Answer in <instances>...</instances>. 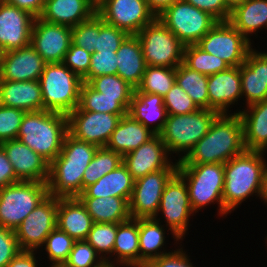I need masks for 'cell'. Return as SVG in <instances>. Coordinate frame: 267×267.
<instances>
[{
	"instance_id": "1",
	"label": "cell",
	"mask_w": 267,
	"mask_h": 267,
	"mask_svg": "<svg viewBox=\"0 0 267 267\" xmlns=\"http://www.w3.org/2000/svg\"><path fill=\"white\" fill-rule=\"evenodd\" d=\"M246 150L243 125L238 113H221L212 121L201 138L178 164L227 163Z\"/></svg>"
},
{
	"instance_id": "2",
	"label": "cell",
	"mask_w": 267,
	"mask_h": 267,
	"mask_svg": "<svg viewBox=\"0 0 267 267\" xmlns=\"http://www.w3.org/2000/svg\"><path fill=\"white\" fill-rule=\"evenodd\" d=\"M264 153L245 150L224 164V215L231 214L249 196L259 197L267 163Z\"/></svg>"
},
{
	"instance_id": "3",
	"label": "cell",
	"mask_w": 267,
	"mask_h": 267,
	"mask_svg": "<svg viewBox=\"0 0 267 267\" xmlns=\"http://www.w3.org/2000/svg\"><path fill=\"white\" fill-rule=\"evenodd\" d=\"M67 133L66 114L40 110L25 112L17 139L51 163L61 152Z\"/></svg>"
},
{
	"instance_id": "4",
	"label": "cell",
	"mask_w": 267,
	"mask_h": 267,
	"mask_svg": "<svg viewBox=\"0 0 267 267\" xmlns=\"http://www.w3.org/2000/svg\"><path fill=\"white\" fill-rule=\"evenodd\" d=\"M177 173L184 179L191 208L196 214L209 204L218 203V212L224 216L223 188L224 164H178Z\"/></svg>"
},
{
	"instance_id": "5",
	"label": "cell",
	"mask_w": 267,
	"mask_h": 267,
	"mask_svg": "<svg viewBox=\"0 0 267 267\" xmlns=\"http://www.w3.org/2000/svg\"><path fill=\"white\" fill-rule=\"evenodd\" d=\"M39 82L44 110L68 115L78 107L83 80L63 63H46Z\"/></svg>"
},
{
	"instance_id": "6",
	"label": "cell",
	"mask_w": 267,
	"mask_h": 267,
	"mask_svg": "<svg viewBox=\"0 0 267 267\" xmlns=\"http://www.w3.org/2000/svg\"><path fill=\"white\" fill-rule=\"evenodd\" d=\"M215 110L198 109L190 114L167 115L164 128L159 133L169 154H179L180 161L187 156L194 145L203 138L215 117ZM181 156V158H180Z\"/></svg>"
},
{
	"instance_id": "7",
	"label": "cell",
	"mask_w": 267,
	"mask_h": 267,
	"mask_svg": "<svg viewBox=\"0 0 267 267\" xmlns=\"http://www.w3.org/2000/svg\"><path fill=\"white\" fill-rule=\"evenodd\" d=\"M47 183L19 181L0 189V226L15 230L47 196Z\"/></svg>"
},
{
	"instance_id": "8",
	"label": "cell",
	"mask_w": 267,
	"mask_h": 267,
	"mask_svg": "<svg viewBox=\"0 0 267 267\" xmlns=\"http://www.w3.org/2000/svg\"><path fill=\"white\" fill-rule=\"evenodd\" d=\"M136 36L147 65L176 68L183 63L185 45L158 17Z\"/></svg>"
},
{
	"instance_id": "9",
	"label": "cell",
	"mask_w": 267,
	"mask_h": 267,
	"mask_svg": "<svg viewBox=\"0 0 267 267\" xmlns=\"http://www.w3.org/2000/svg\"><path fill=\"white\" fill-rule=\"evenodd\" d=\"M158 18L185 45H195L218 22L209 13L177 0Z\"/></svg>"
},
{
	"instance_id": "10",
	"label": "cell",
	"mask_w": 267,
	"mask_h": 267,
	"mask_svg": "<svg viewBox=\"0 0 267 267\" xmlns=\"http://www.w3.org/2000/svg\"><path fill=\"white\" fill-rule=\"evenodd\" d=\"M252 44L226 21L217 22L196 45L204 52L221 58L230 67H238L245 62Z\"/></svg>"
},
{
	"instance_id": "11",
	"label": "cell",
	"mask_w": 267,
	"mask_h": 267,
	"mask_svg": "<svg viewBox=\"0 0 267 267\" xmlns=\"http://www.w3.org/2000/svg\"><path fill=\"white\" fill-rule=\"evenodd\" d=\"M159 212L163 213L162 217L166 220L165 227L171 231L174 241L183 240L188 231L190 216H194V211L191 208L187 185L177 172L165 185L158 214Z\"/></svg>"
},
{
	"instance_id": "12",
	"label": "cell",
	"mask_w": 267,
	"mask_h": 267,
	"mask_svg": "<svg viewBox=\"0 0 267 267\" xmlns=\"http://www.w3.org/2000/svg\"><path fill=\"white\" fill-rule=\"evenodd\" d=\"M58 198L48 195L15 229L21 250L43 248L46 237L57 227Z\"/></svg>"
},
{
	"instance_id": "13",
	"label": "cell",
	"mask_w": 267,
	"mask_h": 267,
	"mask_svg": "<svg viewBox=\"0 0 267 267\" xmlns=\"http://www.w3.org/2000/svg\"><path fill=\"white\" fill-rule=\"evenodd\" d=\"M96 13L104 22L129 35H137L156 18L146 0H102L96 6Z\"/></svg>"
},
{
	"instance_id": "14",
	"label": "cell",
	"mask_w": 267,
	"mask_h": 267,
	"mask_svg": "<svg viewBox=\"0 0 267 267\" xmlns=\"http://www.w3.org/2000/svg\"><path fill=\"white\" fill-rule=\"evenodd\" d=\"M177 172V169H164L148 173L135 180L133 193L129 201L131 218L158 217L161 196L166 183Z\"/></svg>"
},
{
	"instance_id": "15",
	"label": "cell",
	"mask_w": 267,
	"mask_h": 267,
	"mask_svg": "<svg viewBox=\"0 0 267 267\" xmlns=\"http://www.w3.org/2000/svg\"><path fill=\"white\" fill-rule=\"evenodd\" d=\"M68 133L75 139L105 147L116 129L119 115L84 111L79 106L68 115Z\"/></svg>"
},
{
	"instance_id": "16",
	"label": "cell",
	"mask_w": 267,
	"mask_h": 267,
	"mask_svg": "<svg viewBox=\"0 0 267 267\" xmlns=\"http://www.w3.org/2000/svg\"><path fill=\"white\" fill-rule=\"evenodd\" d=\"M71 39V27L35 18L30 45L46 63H62Z\"/></svg>"
},
{
	"instance_id": "17",
	"label": "cell",
	"mask_w": 267,
	"mask_h": 267,
	"mask_svg": "<svg viewBox=\"0 0 267 267\" xmlns=\"http://www.w3.org/2000/svg\"><path fill=\"white\" fill-rule=\"evenodd\" d=\"M166 145L159 134H155L149 141L123 156V164L134 180L146 176L148 173L164 169H177L178 161L172 162Z\"/></svg>"
},
{
	"instance_id": "18",
	"label": "cell",
	"mask_w": 267,
	"mask_h": 267,
	"mask_svg": "<svg viewBox=\"0 0 267 267\" xmlns=\"http://www.w3.org/2000/svg\"><path fill=\"white\" fill-rule=\"evenodd\" d=\"M35 17L0 0V47L3 52L30 45Z\"/></svg>"
},
{
	"instance_id": "19",
	"label": "cell",
	"mask_w": 267,
	"mask_h": 267,
	"mask_svg": "<svg viewBox=\"0 0 267 267\" xmlns=\"http://www.w3.org/2000/svg\"><path fill=\"white\" fill-rule=\"evenodd\" d=\"M0 146L5 151L19 181L47 183L50 163L41 155L31 150L19 139L4 141L0 143Z\"/></svg>"
},
{
	"instance_id": "20",
	"label": "cell",
	"mask_w": 267,
	"mask_h": 267,
	"mask_svg": "<svg viewBox=\"0 0 267 267\" xmlns=\"http://www.w3.org/2000/svg\"><path fill=\"white\" fill-rule=\"evenodd\" d=\"M46 62L35 49L26 47L3 54L0 79L8 81L39 80Z\"/></svg>"
},
{
	"instance_id": "21",
	"label": "cell",
	"mask_w": 267,
	"mask_h": 267,
	"mask_svg": "<svg viewBox=\"0 0 267 267\" xmlns=\"http://www.w3.org/2000/svg\"><path fill=\"white\" fill-rule=\"evenodd\" d=\"M255 50L252 48L240 65L242 97L246 98V107L267 99V52Z\"/></svg>"
},
{
	"instance_id": "22",
	"label": "cell",
	"mask_w": 267,
	"mask_h": 267,
	"mask_svg": "<svg viewBox=\"0 0 267 267\" xmlns=\"http://www.w3.org/2000/svg\"><path fill=\"white\" fill-rule=\"evenodd\" d=\"M207 90L209 110L228 114L230 105L242 99L240 66L209 75Z\"/></svg>"
},
{
	"instance_id": "23",
	"label": "cell",
	"mask_w": 267,
	"mask_h": 267,
	"mask_svg": "<svg viewBox=\"0 0 267 267\" xmlns=\"http://www.w3.org/2000/svg\"><path fill=\"white\" fill-rule=\"evenodd\" d=\"M0 105L25 112L44 110L39 80L8 81L0 79Z\"/></svg>"
},
{
	"instance_id": "24",
	"label": "cell",
	"mask_w": 267,
	"mask_h": 267,
	"mask_svg": "<svg viewBox=\"0 0 267 267\" xmlns=\"http://www.w3.org/2000/svg\"><path fill=\"white\" fill-rule=\"evenodd\" d=\"M92 0H45L41 19L69 27L77 26L96 13Z\"/></svg>"
},
{
	"instance_id": "25",
	"label": "cell",
	"mask_w": 267,
	"mask_h": 267,
	"mask_svg": "<svg viewBox=\"0 0 267 267\" xmlns=\"http://www.w3.org/2000/svg\"><path fill=\"white\" fill-rule=\"evenodd\" d=\"M93 220L78 197L58 198L57 227L75 241L86 240Z\"/></svg>"
},
{
	"instance_id": "26",
	"label": "cell",
	"mask_w": 267,
	"mask_h": 267,
	"mask_svg": "<svg viewBox=\"0 0 267 267\" xmlns=\"http://www.w3.org/2000/svg\"><path fill=\"white\" fill-rule=\"evenodd\" d=\"M246 109V110H245ZM240 115L246 150L267 151V99L249 105Z\"/></svg>"
},
{
	"instance_id": "27",
	"label": "cell",
	"mask_w": 267,
	"mask_h": 267,
	"mask_svg": "<svg viewBox=\"0 0 267 267\" xmlns=\"http://www.w3.org/2000/svg\"><path fill=\"white\" fill-rule=\"evenodd\" d=\"M128 114L155 134H159L163 130L167 118L162 96L138 92L136 89L130 102Z\"/></svg>"
},
{
	"instance_id": "28",
	"label": "cell",
	"mask_w": 267,
	"mask_h": 267,
	"mask_svg": "<svg viewBox=\"0 0 267 267\" xmlns=\"http://www.w3.org/2000/svg\"><path fill=\"white\" fill-rule=\"evenodd\" d=\"M154 135L152 130L127 114L121 117L105 147L124 156L138 149Z\"/></svg>"
},
{
	"instance_id": "29",
	"label": "cell",
	"mask_w": 267,
	"mask_h": 267,
	"mask_svg": "<svg viewBox=\"0 0 267 267\" xmlns=\"http://www.w3.org/2000/svg\"><path fill=\"white\" fill-rule=\"evenodd\" d=\"M87 166L51 162L47 181L48 193L56 198L78 197L82 193V177Z\"/></svg>"
},
{
	"instance_id": "30",
	"label": "cell",
	"mask_w": 267,
	"mask_h": 267,
	"mask_svg": "<svg viewBox=\"0 0 267 267\" xmlns=\"http://www.w3.org/2000/svg\"><path fill=\"white\" fill-rule=\"evenodd\" d=\"M114 261L110 267H134L140 265L139 219L130 218L118 223L113 248ZM117 257V258H116Z\"/></svg>"
},
{
	"instance_id": "31",
	"label": "cell",
	"mask_w": 267,
	"mask_h": 267,
	"mask_svg": "<svg viewBox=\"0 0 267 267\" xmlns=\"http://www.w3.org/2000/svg\"><path fill=\"white\" fill-rule=\"evenodd\" d=\"M116 55L117 75L136 89L147 67L138 37L129 35L120 45Z\"/></svg>"
},
{
	"instance_id": "32",
	"label": "cell",
	"mask_w": 267,
	"mask_h": 267,
	"mask_svg": "<svg viewBox=\"0 0 267 267\" xmlns=\"http://www.w3.org/2000/svg\"><path fill=\"white\" fill-rule=\"evenodd\" d=\"M135 180L127 167L121 164L92 185L86 187L78 197H120L128 202L133 193Z\"/></svg>"
},
{
	"instance_id": "33",
	"label": "cell",
	"mask_w": 267,
	"mask_h": 267,
	"mask_svg": "<svg viewBox=\"0 0 267 267\" xmlns=\"http://www.w3.org/2000/svg\"><path fill=\"white\" fill-rule=\"evenodd\" d=\"M229 22L251 42L250 35L267 29V0H245L231 12Z\"/></svg>"
},
{
	"instance_id": "34",
	"label": "cell",
	"mask_w": 267,
	"mask_h": 267,
	"mask_svg": "<svg viewBox=\"0 0 267 267\" xmlns=\"http://www.w3.org/2000/svg\"><path fill=\"white\" fill-rule=\"evenodd\" d=\"M94 223H121L131 218L129 202L120 197H78Z\"/></svg>"
},
{
	"instance_id": "35",
	"label": "cell",
	"mask_w": 267,
	"mask_h": 267,
	"mask_svg": "<svg viewBox=\"0 0 267 267\" xmlns=\"http://www.w3.org/2000/svg\"><path fill=\"white\" fill-rule=\"evenodd\" d=\"M165 233L164 226L160 223V218L139 219L140 265L148 264L151 260L169 253V251L165 252V250L162 251L161 249L166 244Z\"/></svg>"
},
{
	"instance_id": "36",
	"label": "cell",
	"mask_w": 267,
	"mask_h": 267,
	"mask_svg": "<svg viewBox=\"0 0 267 267\" xmlns=\"http://www.w3.org/2000/svg\"><path fill=\"white\" fill-rule=\"evenodd\" d=\"M132 98H109L83 82L80 89L79 107L84 111L109 113L123 117L128 114Z\"/></svg>"
},
{
	"instance_id": "37",
	"label": "cell",
	"mask_w": 267,
	"mask_h": 267,
	"mask_svg": "<svg viewBox=\"0 0 267 267\" xmlns=\"http://www.w3.org/2000/svg\"><path fill=\"white\" fill-rule=\"evenodd\" d=\"M176 82L199 109H209L208 76L189 69L183 63L176 67Z\"/></svg>"
},
{
	"instance_id": "38",
	"label": "cell",
	"mask_w": 267,
	"mask_h": 267,
	"mask_svg": "<svg viewBox=\"0 0 267 267\" xmlns=\"http://www.w3.org/2000/svg\"><path fill=\"white\" fill-rule=\"evenodd\" d=\"M123 164V156L106 147H98L92 161L84 171L82 177L83 190L98 181L107 173Z\"/></svg>"
},
{
	"instance_id": "39",
	"label": "cell",
	"mask_w": 267,
	"mask_h": 267,
	"mask_svg": "<svg viewBox=\"0 0 267 267\" xmlns=\"http://www.w3.org/2000/svg\"><path fill=\"white\" fill-rule=\"evenodd\" d=\"M176 82V68L149 66L136 87L138 92L157 94L164 97Z\"/></svg>"
},
{
	"instance_id": "40",
	"label": "cell",
	"mask_w": 267,
	"mask_h": 267,
	"mask_svg": "<svg viewBox=\"0 0 267 267\" xmlns=\"http://www.w3.org/2000/svg\"><path fill=\"white\" fill-rule=\"evenodd\" d=\"M183 64L189 69L207 76L224 71L230 67L224 60L204 52L196 44L185 46Z\"/></svg>"
},
{
	"instance_id": "41",
	"label": "cell",
	"mask_w": 267,
	"mask_h": 267,
	"mask_svg": "<svg viewBox=\"0 0 267 267\" xmlns=\"http://www.w3.org/2000/svg\"><path fill=\"white\" fill-rule=\"evenodd\" d=\"M98 146L75 139L69 133L64 137L61 152L52 162H67V165L88 166Z\"/></svg>"
},
{
	"instance_id": "42",
	"label": "cell",
	"mask_w": 267,
	"mask_h": 267,
	"mask_svg": "<svg viewBox=\"0 0 267 267\" xmlns=\"http://www.w3.org/2000/svg\"><path fill=\"white\" fill-rule=\"evenodd\" d=\"M117 226L118 223H93L86 238V241L96 250L108 267H110V259L113 257Z\"/></svg>"
},
{
	"instance_id": "43",
	"label": "cell",
	"mask_w": 267,
	"mask_h": 267,
	"mask_svg": "<svg viewBox=\"0 0 267 267\" xmlns=\"http://www.w3.org/2000/svg\"><path fill=\"white\" fill-rule=\"evenodd\" d=\"M75 240L56 227L47 237L43 246L52 263L50 266H63L67 261Z\"/></svg>"
},
{
	"instance_id": "44",
	"label": "cell",
	"mask_w": 267,
	"mask_h": 267,
	"mask_svg": "<svg viewBox=\"0 0 267 267\" xmlns=\"http://www.w3.org/2000/svg\"><path fill=\"white\" fill-rule=\"evenodd\" d=\"M129 36L127 32L110 25L96 13V41L94 52H117L123 41Z\"/></svg>"
},
{
	"instance_id": "45",
	"label": "cell",
	"mask_w": 267,
	"mask_h": 267,
	"mask_svg": "<svg viewBox=\"0 0 267 267\" xmlns=\"http://www.w3.org/2000/svg\"><path fill=\"white\" fill-rule=\"evenodd\" d=\"M97 92L109 98H132L135 88L118 75H102L88 83Z\"/></svg>"
},
{
	"instance_id": "46",
	"label": "cell",
	"mask_w": 267,
	"mask_h": 267,
	"mask_svg": "<svg viewBox=\"0 0 267 267\" xmlns=\"http://www.w3.org/2000/svg\"><path fill=\"white\" fill-rule=\"evenodd\" d=\"M62 267H107V264L86 240H80L74 242Z\"/></svg>"
},
{
	"instance_id": "47",
	"label": "cell",
	"mask_w": 267,
	"mask_h": 267,
	"mask_svg": "<svg viewBox=\"0 0 267 267\" xmlns=\"http://www.w3.org/2000/svg\"><path fill=\"white\" fill-rule=\"evenodd\" d=\"M167 115L190 114L199 108L177 82L163 97Z\"/></svg>"
},
{
	"instance_id": "48",
	"label": "cell",
	"mask_w": 267,
	"mask_h": 267,
	"mask_svg": "<svg viewBox=\"0 0 267 267\" xmlns=\"http://www.w3.org/2000/svg\"><path fill=\"white\" fill-rule=\"evenodd\" d=\"M116 52H93L90 60V69L83 82L89 83L93 78L102 75H117Z\"/></svg>"
},
{
	"instance_id": "49",
	"label": "cell",
	"mask_w": 267,
	"mask_h": 267,
	"mask_svg": "<svg viewBox=\"0 0 267 267\" xmlns=\"http://www.w3.org/2000/svg\"><path fill=\"white\" fill-rule=\"evenodd\" d=\"M25 111L0 105V143L17 139Z\"/></svg>"
},
{
	"instance_id": "50",
	"label": "cell",
	"mask_w": 267,
	"mask_h": 267,
	"mask_svg": "<svg viewBox=\"0 0 267 267\" xmlns=\"http://www.w3.org/2000/svg\"><path fill=\"white\" fill-rule=\"evenodd\" d=\"M71 30L72 44L92 54L96 41V13L90 19L71 27Z\"/></svg>"
},
{
	"instance_id": "51",
	"label": "cell",
	"mask_w": 267,
	"mask_h": 267,
	"mask_svg": "<svg viewBox=\"0 0 267 267\" xmlns=\"http://www.w3.org/2000/svg\"><path fill=\"white\" fill-rule=\"evenodd\" d=\"M91 55L87 50L71 43L62 63L83 80L90 69Z\"/></svg>"
},
{
	"instance_id": "52",
	"label": "cell",
	"mask_w": 267,
	"mask_h": 267,
	"mask_svg": "<svg viewBox=\"0 0 267 267\" xmlns=\"http://www.w3.org/2000/svg\"><path fill=\"white\" fill-rule=\"evenodd\" d=\"M20 251L15 230L0 226V267H6Z\"/></svg>"
},
{
	"instance_id": "53",
	"label": "cell",
	"mask_w": 267,
	"mask_h": 267,
	"mask_svg": "<svg viewBox=\"0 0 267 267\" xmlns=\"http://www.w3.org/2000/svg\"><path fill=\"white\" fill-rule=\"evenodd\" d=\"M196 8L209 13L218 22L229 21L231 12L226 8L224 0H183Z\"/></svg>"
},
{
	"instance_id": "54",
	"label": "cell",
	"mask_w": 267,
	"mask_h": 267,
	"mask_svg": "<svg viewBox=\"0 0 267 267\" xmlns=\"http://www.w3.org/2000/svg\"><path fill=\"white\" fill-rule=\"evenodd\" d=\"M190 258L182 248L175 249L167 254L151 260L148 264L151 267H195Z\"/></svg>"
},
{
	"instance_id": "55",
	"label": "cell",
	"mask_w": 267,
	"mask_h": 267,
	"mask_svg": "<svg viewBox=\"0 0 267 267\" xmlns=\"http://www.w3.org/2000/svg\"><path fill=\"white\" fill-rule=\"evenodd\" d=\"M16 182H19V180L16 178L13 166L0 146V189Z\"/></svg>"
},
{
	"instance_id": "56",
	"label": "cell",
	"mask_w": 267,
	"mask_h": 267,
	"mask_svg": "<svg viewBox=\"0 0 267 267\" xmlns=\"http://www.w3.org/2000/svg\"><path fill=\"white\" fill-rule=\"evenodd\" d=\"M10 5L16 6L19 9L29 12L35 18L41 16L45 0H2Z\"/></svg>"
},
{
	"instance_id": "57",
	"label": "cell",
	"mask_w": 267,
	"mask_h": 267,
	"mask_svg": "<svg viewBox=\"0 0 267 267\" xmlns=\"http://www.w3.org/2000/svg\"><path fill=\"white\" fill-rule=\"evenodd\" d=\"M37 251L21 250L6 267H37Z\"/></svg>"
},
{
	"instance_id": "58",
	"label": "cell",
	"mask_w": 267,
	"mask_h": 267,
	"mask_svg": "<svg viewBox=\"0 0 267 267\" xmlns=\"http://www.w3.org/2000/svg\"><path fill=\"white\" fill-rule=\"evenodd\" d=\"M176 1L177 0H146L150 11L155 15V17H158Z\"/></svg>"
},
{
	"instance_id": "59",
	"label": "cell",
	"mask_w": 267,
	"mask_h": 267,
	"mask_svg": "<svg viewBox=\"0 0 267 267\" xmlns=\"http://www.w3.org/2000/svg\"><path fill=\"white\" fill-rule=\"evenodd\" d=\"M259 198L264 201V204H267V164L265 165V170L262 177L261 191Z\"/></svg>"
},
{
	"instance_id": "60",
	"label": "cell",
	"mask_w": 267,
	"mask_h": 267,
	"mask_svg": "<svg viewBox=\"0 0 267 267\" xmlns=\"http://www.w3.org/2000/svg\"><path fill=\"white\" fill-rule=\"evenodd\" d=\"M245 0H224L226 8L232 12L237 6H240Z\"/></svg>"
},
{
	"instance_id": "61",
	"label": "cell",
	"mask_w": 267,
	"mask_h": 267,
	"mask_svg": "<svg viewBox=\"0 0 267 267\" xmlns=\"http://www.w3.org/2000/svg\"><path fill=\"white\" fill-rule=\"evenodd\" d=\"M3 54H4V52H3L2 48L0 47V68H1Z\"/></svg>"
},
{
	"instance_id": "62",
	"label": "cell",
	"mask_w": 267,
	"mask_h": 267,
	"mask_svg": "<svg viewBox=\"0 0 267 267\" xmlns=\"http://www.w3.org/2000/svg\"><path fill=\"white\" fill-rule=\"evenodd\" d=\"M96 5L100 3L102 0H92Z\"/></svg>"
},
{
	"instance_id": "63",
	"label": "cell",
	"mask_w": 267,
	"mask_h": 267,
	"mask_svg": "<svg viewBox=\"0 0 267 267\" xmlns=\"http://www.w3.org/2000/svg\"><path fill=\"white\" fill-rule=\"evenodd\" d=\"M141 267H151L149 264H141Z\"/></svg>"
}]
</instances>
